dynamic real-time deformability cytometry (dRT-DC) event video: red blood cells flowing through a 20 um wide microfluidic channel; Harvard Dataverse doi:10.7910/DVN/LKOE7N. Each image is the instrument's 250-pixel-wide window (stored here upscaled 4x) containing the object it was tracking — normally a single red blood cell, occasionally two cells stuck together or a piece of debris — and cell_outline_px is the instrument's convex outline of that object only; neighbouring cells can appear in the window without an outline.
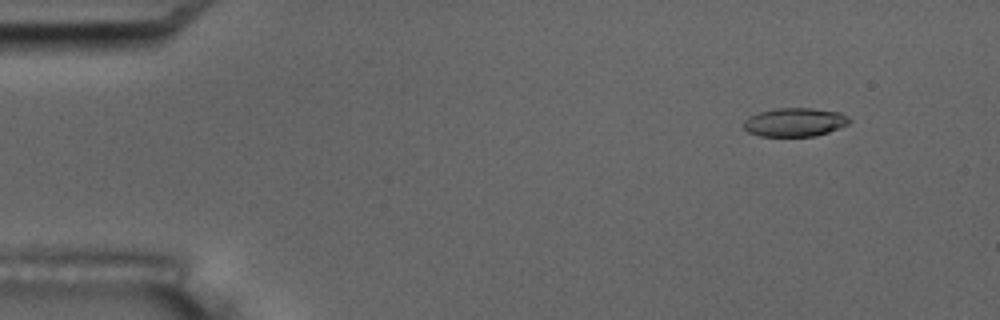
{"species": "common noctule bat (a hibernating species)", "species_latin": "Nyctalus noctula", "temperature_condition": "room temperature", "stored_images_in_passage": 5, "camera_frame_rate_fps": 3000, "um_per_image_px": 0.085, "animal": {"sex": "male", "body_mass_g": 17.5, "forearm_length_mm": 52.3}, "frame": {"image": 1, "passage_image": 2, "time_ms": 1.0, "image_size_px": [1000, 320], "cell_outline_px": [[852, 120], [848, 124], [828, 132], [816, 136], [760, 136], [748, 132], [744, 128], [744, 120], [748, 116], [760, 112], [776, 108], [812, 108], [840, 112], [848, 116]], "centroid_in_image_um": [67.56, 10.38], "position_along_channel_um": 17.4, "area_um2": 17.69}}
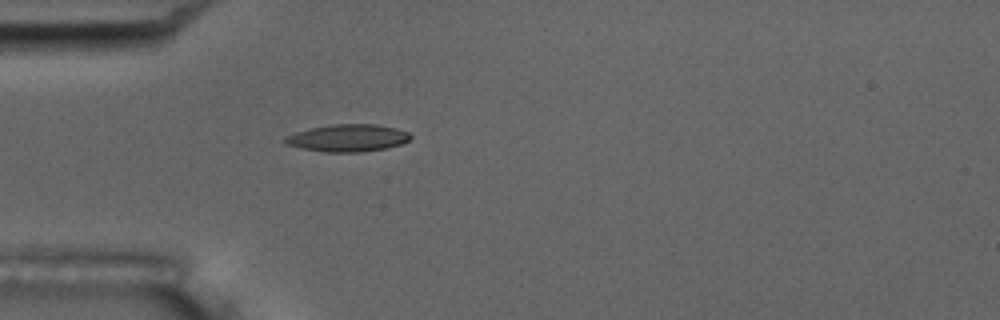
{"frame": {"image": 2, "passage_image": 5, "time_ms": 4.667, "image_size_px": [1000, 320], "cell_outline_px": [[412, 136], [408, 140], [400, 144], [384, 148], [360, 152], [324, 152], [300, 148], [284, 144], [280, 140], [284, 136], [308, 128], [332, 124], [376, 124], [396, 128], [408, 132]], "centroid_in_image_um": [29.47, 11.72], "position_along_channel_um": 55.5, "area_um2": 20.11}}